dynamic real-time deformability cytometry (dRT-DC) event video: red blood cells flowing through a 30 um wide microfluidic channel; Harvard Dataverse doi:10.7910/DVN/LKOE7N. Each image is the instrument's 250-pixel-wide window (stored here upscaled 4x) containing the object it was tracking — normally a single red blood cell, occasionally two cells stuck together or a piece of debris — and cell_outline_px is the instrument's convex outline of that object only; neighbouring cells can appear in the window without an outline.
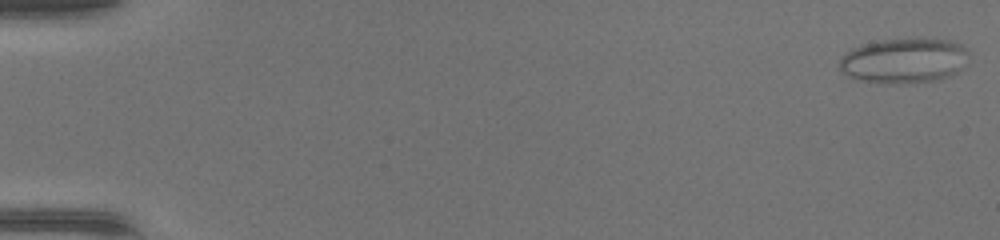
{"species": "common noctule bat (a hibernating species)", "species_latin": "Nyctalus noctula", "temperature_condition": "warm", "stored_images_in_passage": 48, "camera_frame_rate_fps": 3000, "um_per_image_px": 0.085, "animal": {"sex": "female", "body_mass_g": 17.0, "forearm_length_mm": 48.0}, "frame": {"image": 1, "passage_image": 1, "time_ms": 0.0, "image_size_px": [1000, 240], "cell_outline_px": [[968, 52], [960, 68], [952, 76], [940, 80], [904, 84], [880, 84], [860, 80], [848, 76], [840, 68], [840, 60], [852, 48], [860, 44], [884, 40], [916, 36], [948, 40], [960, 44]], "centroid_in_image_um": [76.84, 5.15], "position_along_channel_um": 8.2, "area_um2": 34.45}}
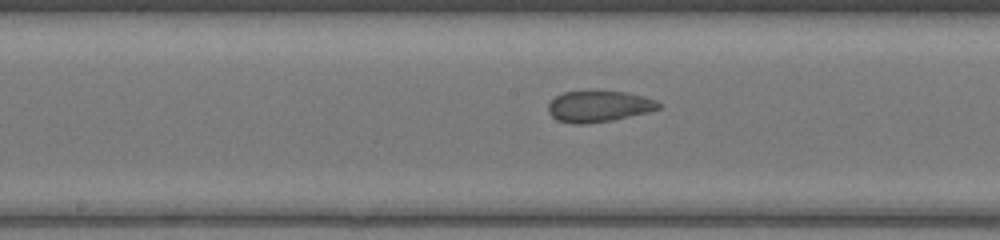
{"frame": {"image": 2, "passage_image": 26, "time_ms": 8.333, "image_size_px": [1000, 240], "cell_outline_px": [[660, 108], [648, 112], [612, 120], [584, 124], [572, 124], [556, 120], [548, 112], [548, 104], [556, 96], [564, 92], [628, 92], [644, 96], [656, 100], [660, 104]], "centroid_in_image_um": [50.89, 9.05], "position_along_channel_um": 197.3, "area_um2": 19.88}}
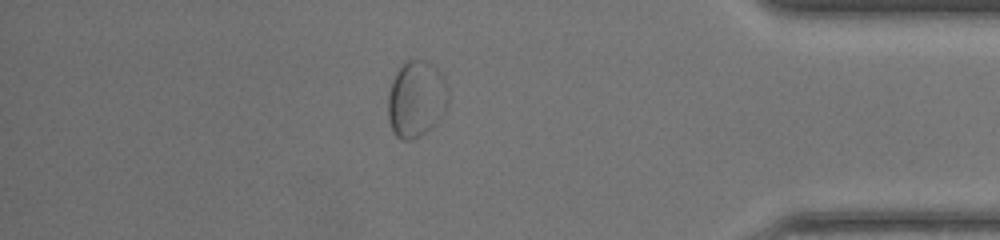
{"frame": {"image": 3, "passage_image": 42, "time_ms": 13.667, "image_size_px": [1000, 240], "cell_outline_px": [[448, 104], [440, 120], [432, 128], [420, 136], [412, 140], [400, 140], [396, 136], [388, 120], [388, 92], [392, 80], [396, 72], [408, 60], [424, 60], [432, 64], [444, 76], [448, 88]], "centroid_in_image_um": [35.4, 8.44], "position_along_channel_um": 399.8, "area_um2": 27.22}}